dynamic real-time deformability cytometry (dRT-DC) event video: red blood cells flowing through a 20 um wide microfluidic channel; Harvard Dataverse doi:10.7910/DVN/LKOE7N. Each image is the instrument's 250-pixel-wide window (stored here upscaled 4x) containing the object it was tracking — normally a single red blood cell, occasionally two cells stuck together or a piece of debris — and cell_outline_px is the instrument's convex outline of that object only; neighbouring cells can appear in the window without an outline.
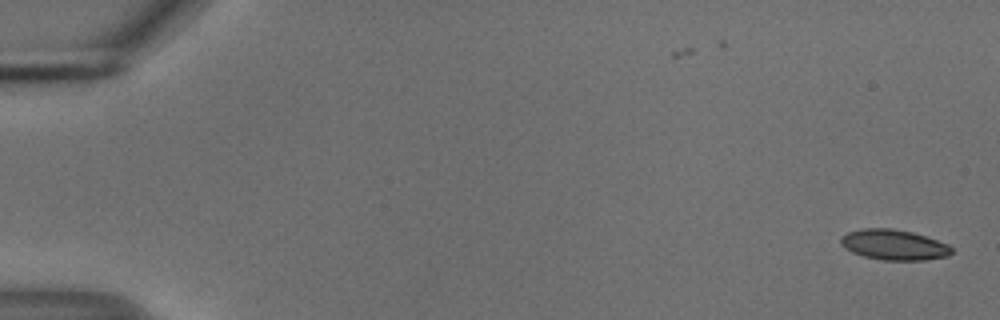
{"species": "common noctule bat (a hibernating species)", "species_latin": "Nyctalus noctula", "temperature_condition": "cold", "stored_images_in_passage": 54, "camera_frame_rate_fps": 3000, "um_per_image_px": 0.085, "animal": {"sex": "male", "body_mass_g": 18.8}, "frame": {"image": 1, "passage_image": 1, "time_ms": 0.0, "image_size_px": [1000, 320], "cell_outline_px": [[952, 252], [948, 256], [924, 260], [884, 260], [864, 256], [852, 252], [844, 248], [840, 244], [840, 236], [848, 232], [860, 228], [892, 228], [912, 232], [948, 244], [952, 248]], "centroid_in_image_um": [75.94, 20.8], "position_along_channel_um": 9.1, "area_um2": 19.65}}
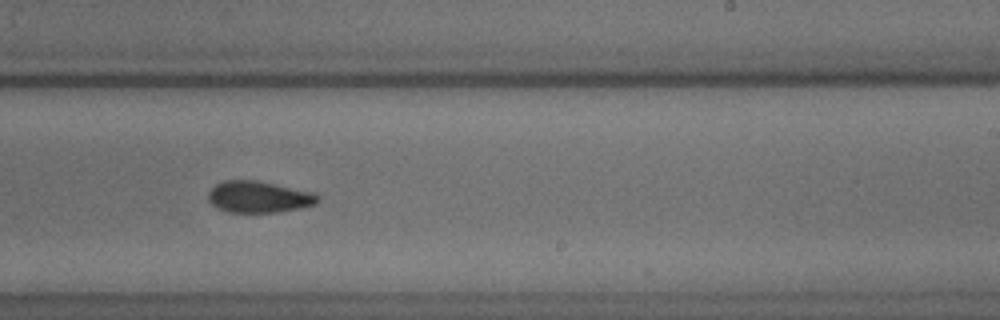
{"frame": {"image": 2, "passage_image": 34, "time_ms": 11.0, "image_size_px": [1000, 320], "cell_outline_px": [[320, 200], [316, 204], [300, 208], [276, 212], [228, 212], [216, 208], [208, 200], [208, 192], [216, 184], [224, 180], [256, 180], [316, 192], [320, 196]], "centroid_in_image_um": [22.02, 16.73], "position_along_channel_um": 267.0, "area_um2": 20.35}}
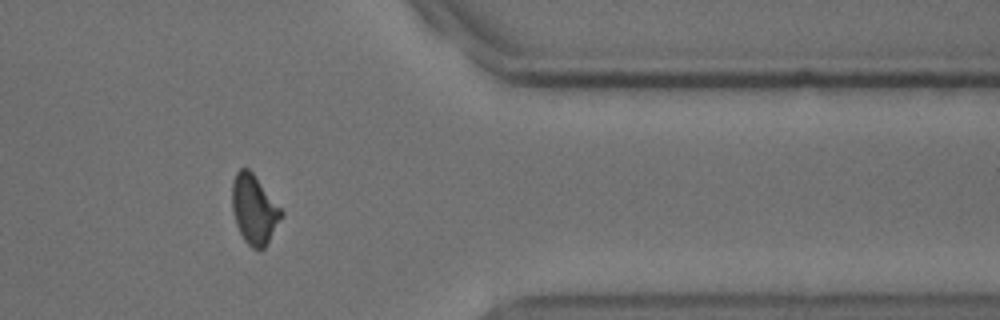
{"frame": {"image": 3, "passage_image": 45, "time_ms": 14.667, "image_size_px": [1000, 320], "cell_outline_px": [[284, 216], [264, 248], [252, 248], [244, 240], [236, 224], [232, 212], [232, 180], [236, 172], [240, 168], [248, 168], [252, 172], [284, 212]], "centroid_in_image_um": [21.6, 17.79], "position_along_channel_um": 389.8, "area_um2": 19.83}, "authors_computed_cell_mechanics": {"area_um2": 20.0855, "velocity_mm_per_s": 3.7381, "shape_relaxation_time_tau1_ms": 8.9432, "shape_relaxation_time_tau2_ms": 3.7528, "deformation_change_tau1": 0.1532, "deformation_change_tau2": 0.0851}}